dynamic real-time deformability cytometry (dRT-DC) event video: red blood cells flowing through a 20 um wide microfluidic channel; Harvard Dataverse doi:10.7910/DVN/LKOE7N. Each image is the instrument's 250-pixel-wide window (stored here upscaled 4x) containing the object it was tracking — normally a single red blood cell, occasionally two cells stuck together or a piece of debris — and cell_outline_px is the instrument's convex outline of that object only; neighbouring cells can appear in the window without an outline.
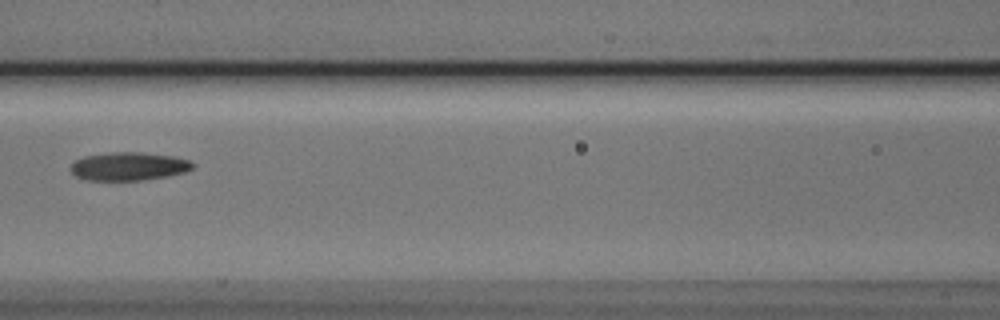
{"species": "Egyptian fruit bat (a non-hibernating species)", "species_latin": "Rousettus aegyptiacus", "temperature_condition": "cold", "stored_images_in_passage": 4, "camera_frame_rate_fps": 3000, "um_per_image_px": 0.085, "animal": {"sex": "male"}, "frame": {"image": 1, "passage_image": 4, "time_ms": 1.0, "image_size_px": [1000, 320], "cell_outline_px": [[196, 164], [192, 168], [184, 172], [168, 176], [140, 180], [84, 180], [76, 176], [72, 172], [72, 164], [76, 160], [84, 156], [112, 152], [140, 152], [172, 156], [188, 160]], "centroid_in_image_um": [10.94, 14.14], "position_along_channel_um": 155.7, "area_um2": 19.94}}